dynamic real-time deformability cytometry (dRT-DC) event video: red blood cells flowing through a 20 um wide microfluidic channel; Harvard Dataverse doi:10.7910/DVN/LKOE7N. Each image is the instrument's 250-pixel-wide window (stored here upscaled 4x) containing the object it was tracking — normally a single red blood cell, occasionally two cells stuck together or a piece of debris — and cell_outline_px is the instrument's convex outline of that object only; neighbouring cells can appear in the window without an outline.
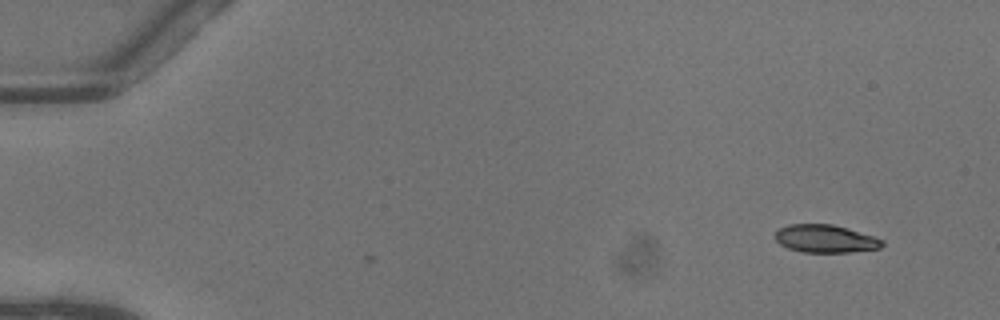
{"species": "common noctule bat (a hibernating species)", "species_latin": "Nyctalus noctula", "temperature_condition": "warm", "stored_images_in_passage": 48, "camera_frame_rate_fps": 3000, "um_per_image_px": 0.085, "animal": {"sex": "female"}, "frame": {"image": 1, "passage_image": 1, "time_ms": 0.0, "image_size_px": [1000, 320], "cell_outline_px": [[884, 244], [880, 248], [852, 252], [804, 252], [788, 248], [780, 244], [772, 236], [780, 228], [788, 224], [832, 224], [848, 228], [884, 240]], "centroid_in_image_um": [70.14, 20.29], "position_along_channel_um": 14.9, "area_um2": 17.4}}
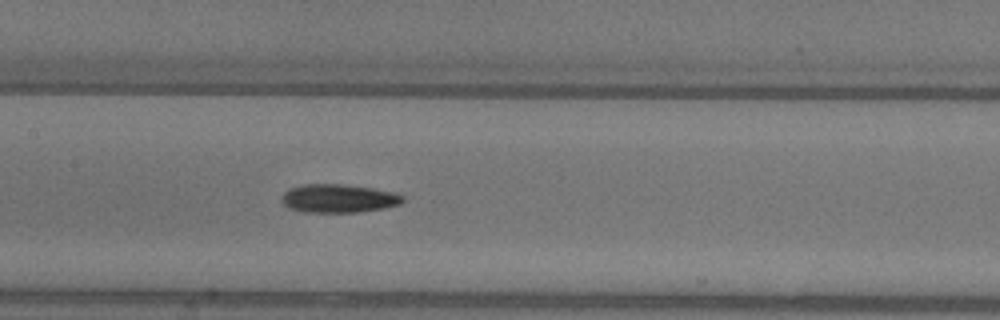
{"frame": {"image": 2, "passage_image": 23, "time_ms": 7.333, "image_size_px": [1000, 320], "cell_outline_px": [[404, 200], [400, 204], [384, 208], [356, 212], [304, 212], [288, 208], [280, 200], [280, 196], [288, 188], [304, 184], [340, 184], [372, 188], [392, 192], [404, 196]], "centroid_in_image_um": [28.72, 16.86], "position_along_channel_um": 178.7, "area_um2": 20.11}}
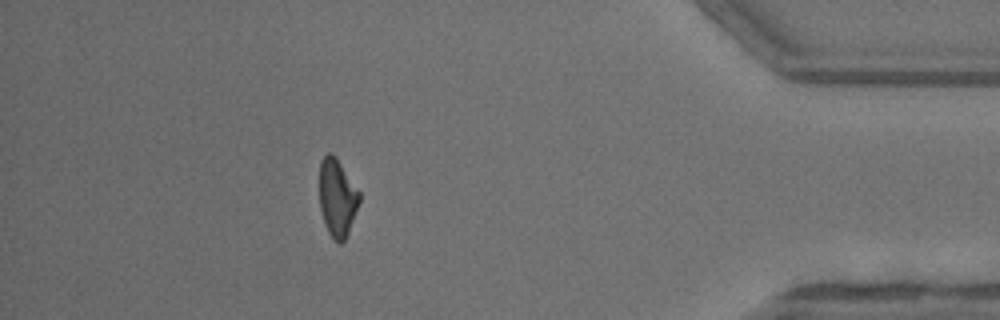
{"frame": {"image": 3, "passage_image": 43, "time_ms": 14.0, "image_size_px": [1000, 320], "cell_outline_px": [[360, 200], [348, 232], [344, 240], [340, 244], [328, 232], [320, 208], [320, 160], [328, 152], [332, 152], [336, 156], [360, 192]], "centroid_in_image_um": [28.66, 16.75], "position_along_channel_um": 406.5, "area_um2": 17.86}, "authors_computed_cell_mechanics": {"area_um2": 18.8428, "velocity_mm_per_s": 4.0923, "shape_relaxation_time_tau1_ms": 5.7932, "shape_relaxation_time_tau2_ms": null, "deformation_change_tau1": 0.1596, "deformation_change_tau2": null}}